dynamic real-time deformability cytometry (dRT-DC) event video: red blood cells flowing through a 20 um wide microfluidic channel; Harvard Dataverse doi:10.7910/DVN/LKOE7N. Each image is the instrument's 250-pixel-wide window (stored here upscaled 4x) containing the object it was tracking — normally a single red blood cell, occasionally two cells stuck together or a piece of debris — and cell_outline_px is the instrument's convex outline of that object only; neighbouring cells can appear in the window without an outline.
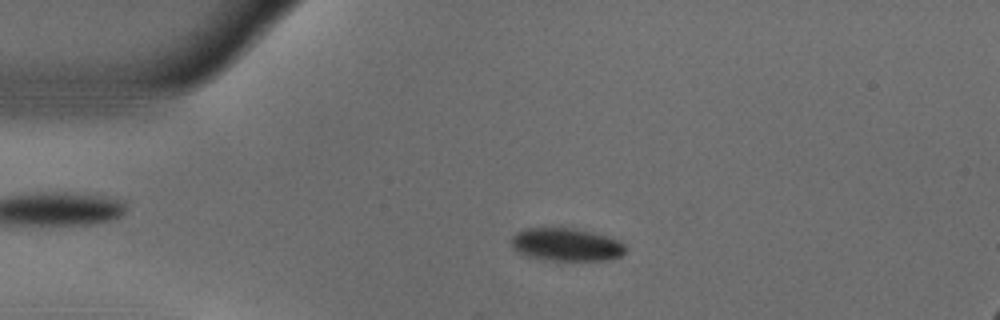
{"species": "common noctule bat (a hibernating species)", "species_latin": "Nyctalus noctula", "temperature_condition": "warm", "stored_images_in_passage": 53, "camera_frame_rate_fps": 3000, "um_per_image_px": 0.085, "animal": {"sex": "male", "body_mass_g": 18.8}, "frame": {"image": 1, "passage_image": 11, "time_ms": 3.333, "image_size_px": [1000, 320], "cell_outline_px": [[624, 252], [620, 256], [604, 260], [552, 260], [528, 256], [512, 248], [512, 236], [516, 232], [524, 228], [560, 224], [592, 232], [616, 240], [624, 244]], "centroid_in_image_um": [48.06, 20.73], "position_along_channel_um": 36.9, "area_um2": 22.25}}
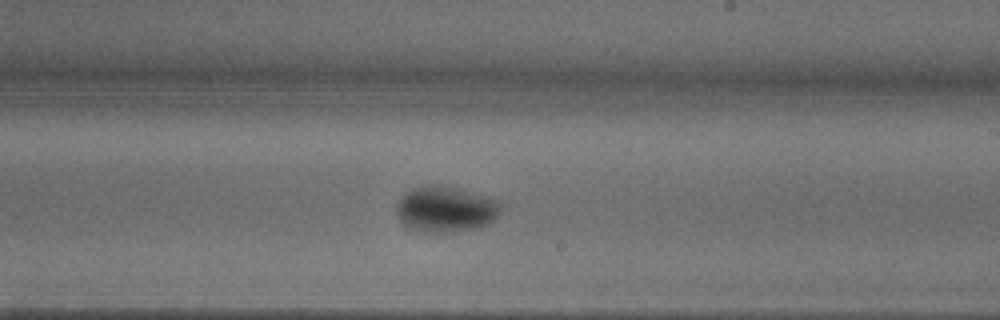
{"frame": {"image": 2, "passage_image": 31, "time_ms": 10.0, "image_size_px": [1000, 320], "cell_outline_px": [[504, 204], [500, 212], [492, 220], [476, 228], [456, 232], [420, 232], [404, 224], [400, 220], [396, 212], [396, 204], [400, 196], [404, 192], [412, 188], [424, 184], [440, 184], [456, 188], [500, 200]], "centroid_in_image_um": [37.85, 17.76], "position_along_channel_um": 251.1, "area_um2": 28.21}}
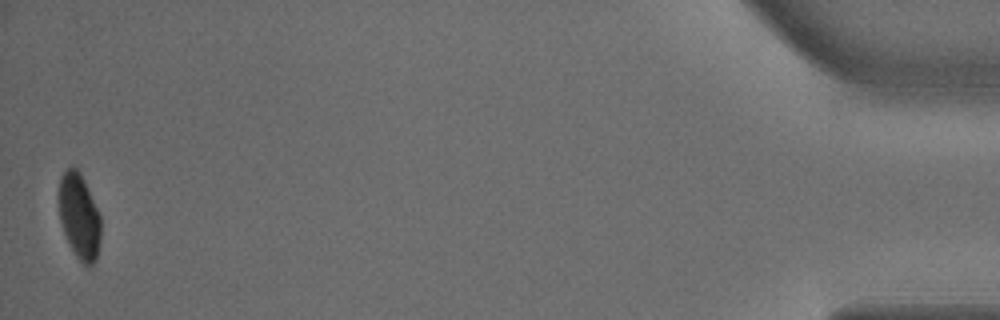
{"frame": {"image": 3, "passage_image": 53, "time_ms": 17.333, "image_size_px": [1000, 320], "cell_outline_px": [[100, 240], [96, 260], [88, 268], [76, 256], [64, 232], [60, 220], [60, 176], [72, 164], [80, 172], [84, 180], [100, 216]], "centroid_in_image_um": [6.75, 18.39], "position_along_channel_um": 428.5, "area_um2": 20.46}, "authors_computed_cell_mechanics": {"area_um2": 23.8136, "velocity_mm_per_s": 3.6888, "shape_relaxation_time_tau1_ms": 3.5486, "shape_relaxation_time_tau2_ms": null, "deformation_change_tau1": 0.138, "deformation_change_tau2": null}}